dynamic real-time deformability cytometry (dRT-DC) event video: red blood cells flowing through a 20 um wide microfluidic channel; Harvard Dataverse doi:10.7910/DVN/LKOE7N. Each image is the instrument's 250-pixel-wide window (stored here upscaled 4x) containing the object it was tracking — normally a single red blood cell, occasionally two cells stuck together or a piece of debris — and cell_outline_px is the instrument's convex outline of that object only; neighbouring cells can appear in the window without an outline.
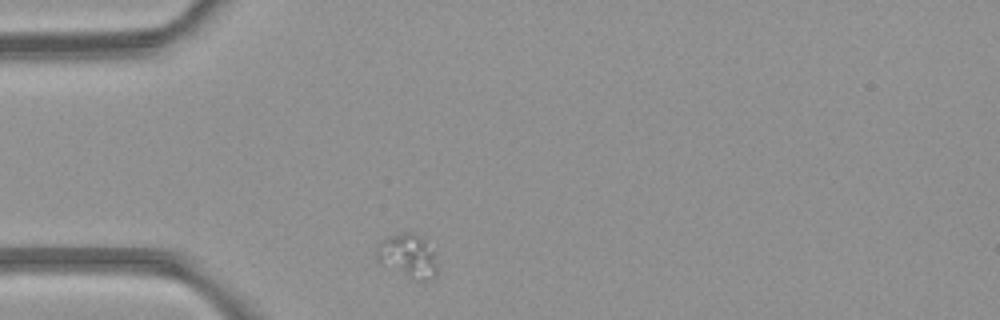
{"species": "common noctule bat (a hibernating species)", "species_latin": "Nyctalus noctula", "temperature_condition": "room temperature", "stored_images_in_passage": 1, "camera_frame_rate_fps": 3000, "um_per_image_px": 0.085, "animal": {"sex": "female", "body_mass_g": 21.9}, "frame": {"image": 1, "passage_image": 1, "time_ms": 0.0, "image_size_px": [1000, 320], "cell_outline_px": [[436, 272], [432, 280], [416, 280], [384, 268], [376, 260], [376, 244], [380, 240], [388, 236], [404, 232], [416, 232], [424, 236], [432, 252], [436, 264]], "centroid_in_image_um": [34.6, 21.74], "position_along_channel_um": 50.4, "area_um2": 15.95}}